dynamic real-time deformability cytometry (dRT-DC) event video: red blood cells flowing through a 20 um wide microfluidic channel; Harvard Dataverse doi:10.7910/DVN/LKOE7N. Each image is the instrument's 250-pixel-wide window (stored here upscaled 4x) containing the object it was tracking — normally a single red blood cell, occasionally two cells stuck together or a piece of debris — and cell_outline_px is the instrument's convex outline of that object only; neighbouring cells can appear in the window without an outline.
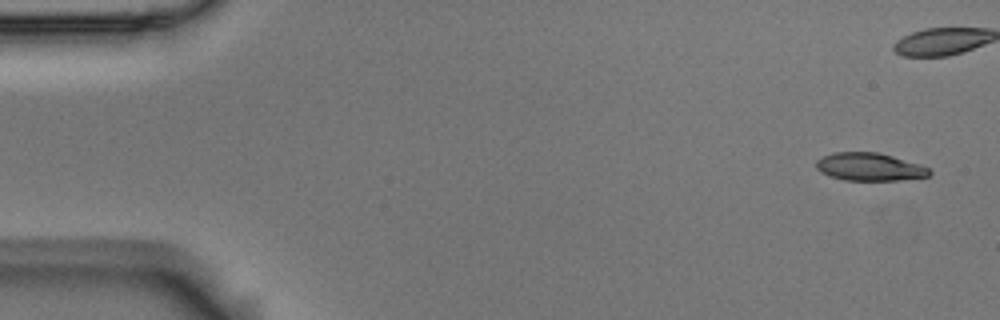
{"species": "Egyptian fruit bat (a non-hibernating species)", "species_latin": "Rousettus aegyptiacus", "temperature_condition": "room temperature", "stored_images_in_passage": 6, "camera_frame_rate_fps": 3000, "um_per_image_px": 0.085, "animal": {"sex": "male"}, "frame": {"image": 1, "passage_image": 1, "time_ms": 0.0, "image_size_px": [1000, 320], "cell_outline_px": [[932, 172], [928, 176], [900, 180], [848, 180], [832, 176], [820, 172], [816, 168], [816, 160], [832, 152], [876, 152], [892, 156], [920, 164], [928, 168]], "centroid_in_image_um": [73.91, 14.17], "position_along_channel_um": 11.1, "area_um2": 18.21}}